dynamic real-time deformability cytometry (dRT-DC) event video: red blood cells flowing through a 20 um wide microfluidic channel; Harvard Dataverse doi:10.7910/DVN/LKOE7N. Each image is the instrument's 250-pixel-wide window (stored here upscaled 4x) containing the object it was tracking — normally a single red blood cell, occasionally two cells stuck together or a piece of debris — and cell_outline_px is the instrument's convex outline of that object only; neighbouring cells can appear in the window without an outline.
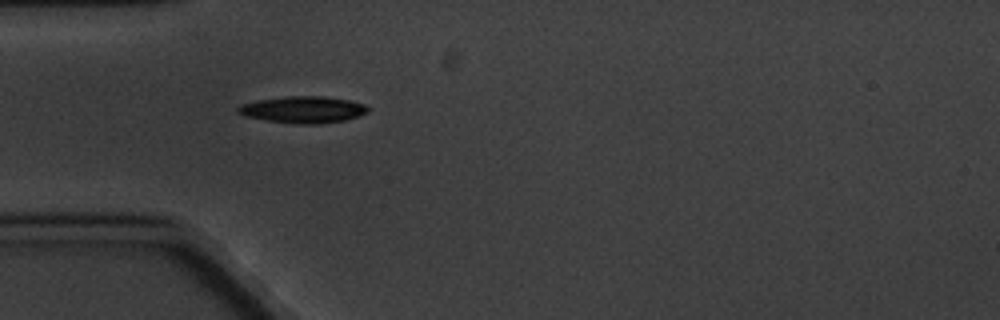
{"species": "common noctule bat (a hibernating species)", "species_latin": "Nyctalus noctula", "temperature_condition": "cold", "stored_images_in_passage": 1, "camera_frame_rate_fps": 3000, "um_per_image_px": 0.085, "animal": {"sex": "male", "body_mass_g": 20.1, "forearm_length_mm": 53.5}, "frame": {"image": 1, "passage_image": 1, "time_ms": 0.0, "image_size_px": [1000, 320], "cell_outline_px": [[368, 112], [360, 116], [344, 120], [320, 124], [296, 124], [268, 120], [244, 116], [236, 112], [236, 108], [240, 104], [260, 100], [288, 96], [324, 96], [348, 100], [364, 104], [368, 108]], "centroid_in_image_um": [25.75, 9.32], "position_along_channel_um": 59.2, "area_um2": 20.17}}